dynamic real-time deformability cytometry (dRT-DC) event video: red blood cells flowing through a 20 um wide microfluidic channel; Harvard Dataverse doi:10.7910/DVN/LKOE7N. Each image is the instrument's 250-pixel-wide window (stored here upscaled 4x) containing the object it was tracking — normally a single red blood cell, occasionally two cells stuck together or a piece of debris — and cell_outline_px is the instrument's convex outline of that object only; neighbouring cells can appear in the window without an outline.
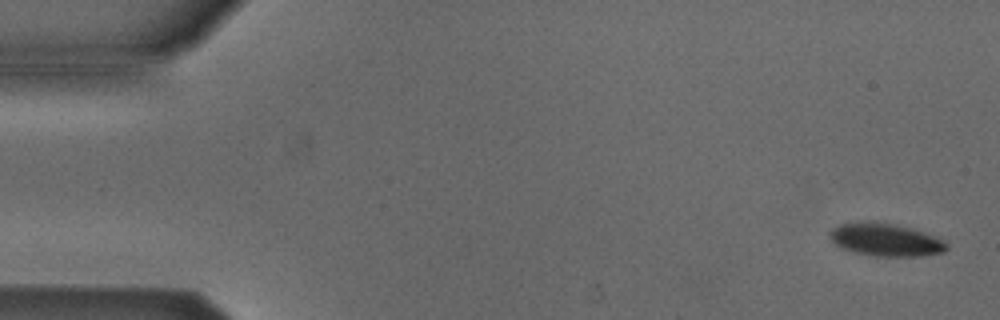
{"species": "Egyptian fruit bat (a non-hibernating species)", "species_latin": "Rousettus aegyptiacus", "temperature_condition": "cold", "stored_images_in_passage": 5, "camera_frame_rate_fps": 3000, "um_per_image_px": 0.085, "animal": {"sex": "male"}, "frame": {"image": 1, "passage_image": 1, "time_ms": 0.0, "image_size_px": [1000, 320], "cell_outline_px": [[948, 248], [944, 252], [924, 256], [872, 256], [852, 252], [840, 248], [832, 240], [828, 232], [832, 228], [840, 224], [888, 224], [908, 228], [944, 240], [948, 244]], "centroid_in_image_um": [75.28, 20.44], "position_along_channel_um": 9.7, "area_um2": 21.5}}
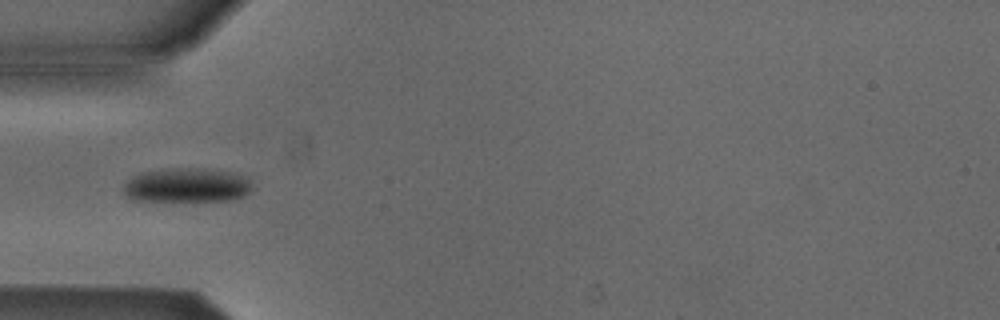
{"frame": {"image": 2, "passage_image": 5, "time_ms": 1.333, "image_size_px": [1000, 320], "cell_outline_px": [[252, 188], [244, 196], [232, 200], [132, 200], [124, 196], [124, 184], [132, 176], [140, 172], [164, 168], [204, 168], [228, 172], [248, 176], [252, 180]], "centroid_in_image_um": [15.88, 15.73], "position_along_channel_um": 69.1, "area_um2": 25.95}}